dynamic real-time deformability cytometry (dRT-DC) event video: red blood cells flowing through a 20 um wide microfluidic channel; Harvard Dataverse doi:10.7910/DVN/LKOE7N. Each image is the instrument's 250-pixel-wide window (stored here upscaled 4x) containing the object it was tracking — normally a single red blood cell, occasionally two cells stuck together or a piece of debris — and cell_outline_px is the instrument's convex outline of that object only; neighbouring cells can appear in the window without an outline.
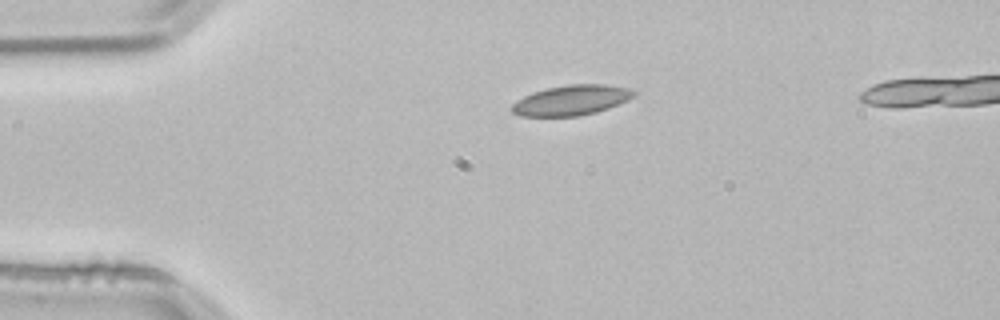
{"species": "common noctule bat (a hibernating species)", "species_latin": "Nyctalus noctula", "temperature_condition": "room temperature", "stored_images_in_passage": 3, "camera_frame_rate_fps": 3000, "um_per_image_px": 0.085, "animal": {"sex": "male", "body_mass_g": 21.5, "forearm_length_mm": 52.0}, "frame": {"image": 1, "passage_image": 1, "time_ms": 0.0, "image_size_px": [1000, 320], "cell_outline_px": [[636, 92], [628, 100], [608, 108], [596, 112], [580, 116], [520, 116], [512, 112], [512, 104], [516, 100], [532, 92], [548, 88], [568, 84], [608, 84], [632, 88]], "centroid_in_image_um": [48.58, 8.51], "position_along_channel_um": 36.4, "area_um2": 21.5}}